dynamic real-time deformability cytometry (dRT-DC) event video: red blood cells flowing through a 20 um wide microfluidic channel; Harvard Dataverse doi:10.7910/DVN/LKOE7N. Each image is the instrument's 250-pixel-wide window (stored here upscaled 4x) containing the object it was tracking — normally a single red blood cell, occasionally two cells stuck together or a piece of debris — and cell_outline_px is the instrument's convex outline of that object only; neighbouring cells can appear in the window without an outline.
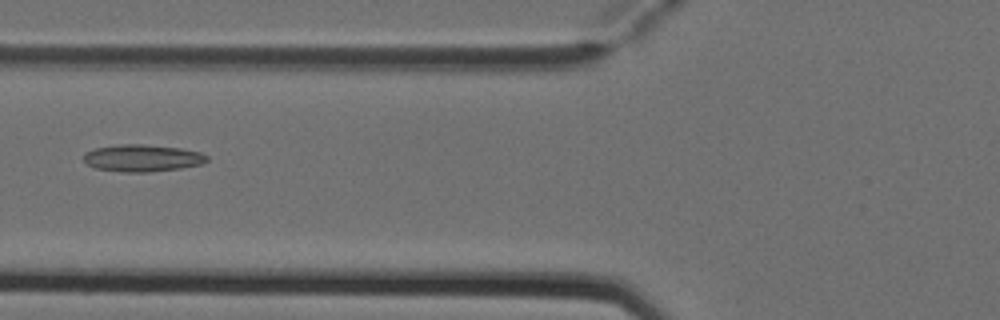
{"species": "Egyptian fruit bat (a non-hibernating species)", "species_latin": "Rousettus aegyptiacus", "temperature_condition": "cold", "stored_images_in_passage": 6, "camera_frame_rate_fps": 3000, "um_per_image_px": 0.085, "animal": {"sex": "female"}, "frame": {"image": 1, "passage_image": 6, "time_ms": 1.667, "image_size_px": [1000, 320], "cell_outline_px": [[208, 160], [200, 164], [180, 168], [148, 172], [124, 172], [96, 168], [88, 164], [84, 160], [84, 152], [96, 148], [120, 144], [140, 144], [180, 148], [200, 152], [208, 156]], "centroid_in_image_um": [12.09, 13.43], "position_along_channel_um": 113.7, "area_um2": 19.25}}